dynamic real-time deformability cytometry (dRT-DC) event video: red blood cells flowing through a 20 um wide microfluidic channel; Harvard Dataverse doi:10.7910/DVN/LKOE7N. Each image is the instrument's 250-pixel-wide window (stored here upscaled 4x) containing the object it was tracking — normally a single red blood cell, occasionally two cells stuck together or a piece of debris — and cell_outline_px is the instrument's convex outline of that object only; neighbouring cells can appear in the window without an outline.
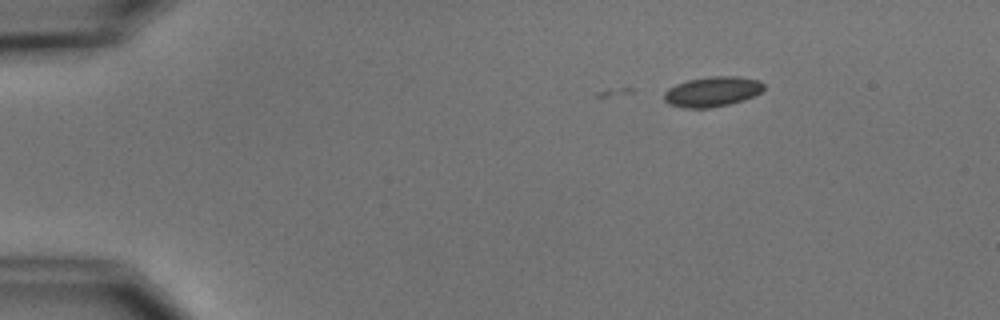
{"species": "common noctule bat (a hibernating species)", "species_latin": "Nyctalus noctula", "temperature_condition": "cold", "stored_images_in_passage": 8, "camera_frame_rate_fps": 3000, "um_per_image_px": 0.085, "animal": {"sex": "male", "body_mass_g": 15.6}, "frame": {"image": 1, "passage_image": 2, "time_ms": 1.0, "image_size_px": [1000, 320], "cell_outline_px": [[764, 88], [760, 92], [744, 100], [728, 104], [708, 108], [684, 108], [668, 104], [664, 100], [664, 92], [668, 88], [676, 84], [688, 80], [712, 76], [736, 76], [760, 80], [764, 84]], "centroid_in_image_um": [60.53, 7.79], "position_along_channel_um": 24.5, "area_um2": 17.46}}
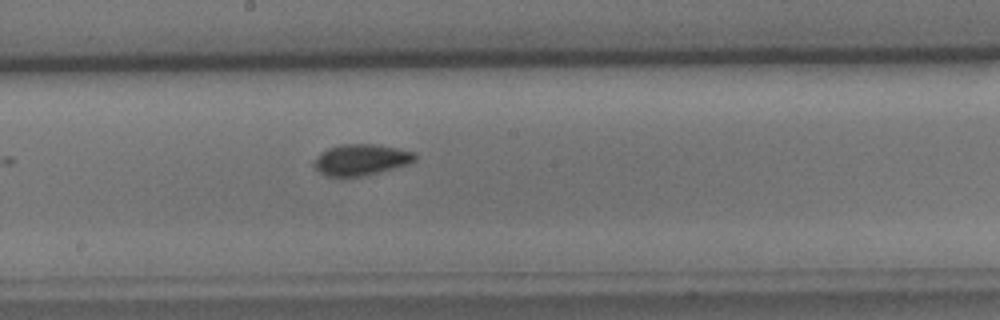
{"frame": {"image": 2, "passage_image": 8, "time_ms": 8.333, "image_size_px": [1000, 320], "cell_outline_px": [[416, 160], [412, 164], [380, 172], [360, 176], [328, 176], [320, 172], [312, 164], [320, 152], [328, 148], [340, 144], [376, 144], [416, 152]], "centroid_in_image_um": [30.73, 13.57], "position_along_channel_um": 217.5, "area_um2": 18.44}}